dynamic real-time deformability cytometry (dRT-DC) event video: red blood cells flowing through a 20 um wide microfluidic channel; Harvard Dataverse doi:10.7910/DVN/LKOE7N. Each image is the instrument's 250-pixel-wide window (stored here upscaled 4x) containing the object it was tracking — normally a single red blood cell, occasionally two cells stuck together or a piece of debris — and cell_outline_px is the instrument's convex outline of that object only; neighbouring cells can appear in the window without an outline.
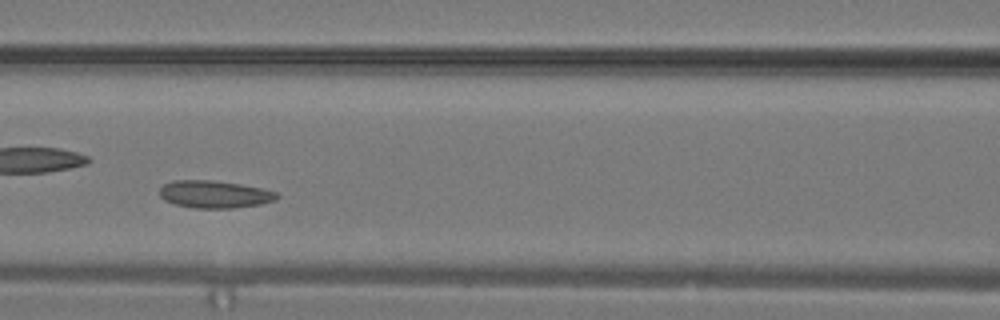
{"species": "common noctule bat (a hibernating species)", "species_latin": "Nyctalus noctula", "temperature_condition": "warm", "stored_images_in_passage": 14, "camera_frame_rate_fps": 3000, "um_per_image_px": 0.085, "animal": {"sex": "male", "body_mass_g": 19.2, "forearm_length_mm": 51.8}, "frame": {"image": 1, "passage_image": 7, "time_ms": 2.0, "image_size_px": [1000, 320], "cell_outline_px": [[280, 196], [276, 200], [260, 204], [232, 208], [196, 208], [172, 204], [164, 200], [160, 196], [160, 188], [164, 184], [172, 180], [212, 180], [240, 184], [260, 188], [276, 192]], "centroid_in_image_um": [18.21, 16.51], "position_along_channel_um": 148.4, "area_um2": 18.79}}